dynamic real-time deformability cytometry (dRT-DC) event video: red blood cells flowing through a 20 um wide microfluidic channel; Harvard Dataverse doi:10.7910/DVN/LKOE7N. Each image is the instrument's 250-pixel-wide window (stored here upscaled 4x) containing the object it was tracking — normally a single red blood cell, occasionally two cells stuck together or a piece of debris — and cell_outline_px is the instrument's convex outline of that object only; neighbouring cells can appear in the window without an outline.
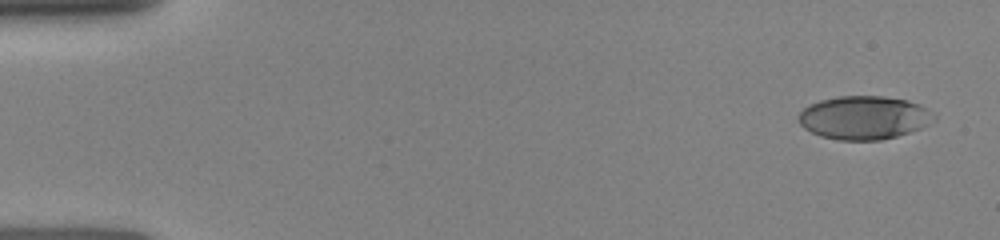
{"species": "human", "species_latin": "Homo sapiens", "temperature_condition": "room temperature", "stored_images_in_passage": 25, "camera_frame_rate_fps": 3000, "um_per_image_px": 0.085, "donor": {"sex": "female"}, "frame": {"image": 1, "passage_image": 1, "time_ms": 0.0, "image_size_px": [1000, 240], "cell_outline_px": [[936, 120], [920, 128], [896, 136], [880, 140], [840, 140], [820, 136], [804, 128], [800, 124], [800, 112], [804, 108], [820, 100], [840, 96], [884, 96], [904, 100], [916, 104], [924, 108], [936, 116]], "centroid_in_image_um": [73.43, 10.0], "position_along_channel_um": 11.6, "area_um2": 33.76}}
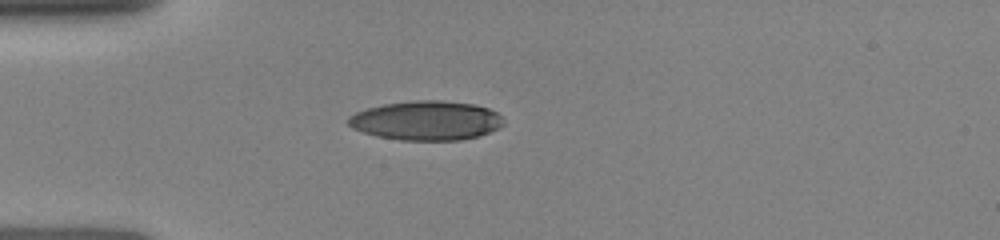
{"frame": {"image": 2, "passage_image": 20, "time_ms": 3.667, "image_size_px": [1000, 240], "cell_outline_px": [[504, 124], [488, 132], [476, 136], [460, 140], [400, 140], [376, 136], [352, 128], [348, 124], [348, 116], [356, 112], [368, 108], [384, 104], [416, 100], [440, 100], [472, 104], [488, 108], [496, 112], [504, 120]], "centroid_in_image_um": [36.21, 10.24], "position_along_channel_um": 48.8, "area_um2": 35.32}}